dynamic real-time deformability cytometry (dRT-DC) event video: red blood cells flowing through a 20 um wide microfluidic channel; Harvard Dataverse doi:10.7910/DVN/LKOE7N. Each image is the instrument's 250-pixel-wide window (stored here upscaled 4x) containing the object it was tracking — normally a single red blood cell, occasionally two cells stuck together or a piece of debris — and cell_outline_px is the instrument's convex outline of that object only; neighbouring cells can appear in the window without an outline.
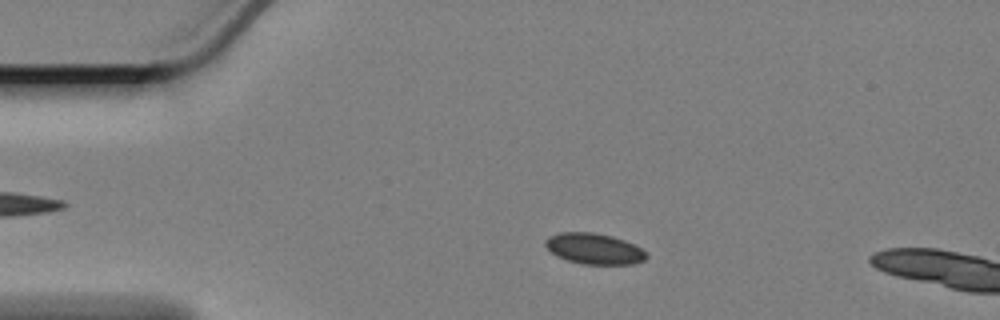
{"species": "Egyptian fruit bat (a non-hibernating species)", "species_latin": "Rousettus aegyptiacus", "temperature_condition": "cold", "stored_images_in_passage": 55, "camera_frame_rate_fps": 3000, "um_per_image_px": 0.085, "animal": {"sex": "female"}, "frame": {"image": 1, "passage_image": 7, "time_ms": 2.0, "image_size_px": [1000, 320], "cell_outline_px": [[648, 256], [644, 260], [632, 264], [584, 264], [568, 260], [556, 256], [544, 244], [544, 240], [548, 236], [560, 232], [592, 232], [612, 236], [624, 240], [640, 248]], "centroid_in_image_um": [50.47, 21.13], "position_along_channel_um": 34.5, "area_um2": 18.03}}
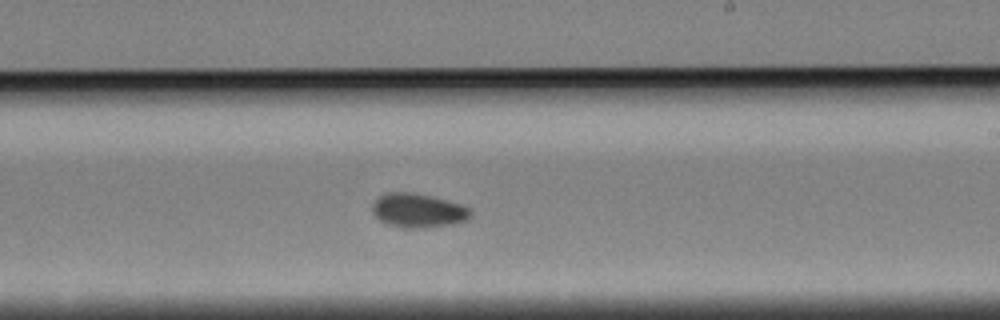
{"frame": {"image": 2, "passage_image": 30, "time_ms": 9.667, "image_size_px": [1000, 320], "cell_outline_px": [[472, 216], [456, 224], [416, 228], [404, 228], [388, 224], [380, 220], [372, 212], [372, 204], [380, 196], [388, 192], [412, 192], [432, 196], [464, 204], [472, 208]], "centroid_in_image_um": [35.59, 17.88], "position_along_channel_um": 253.4, "area_um2": 19.71}}
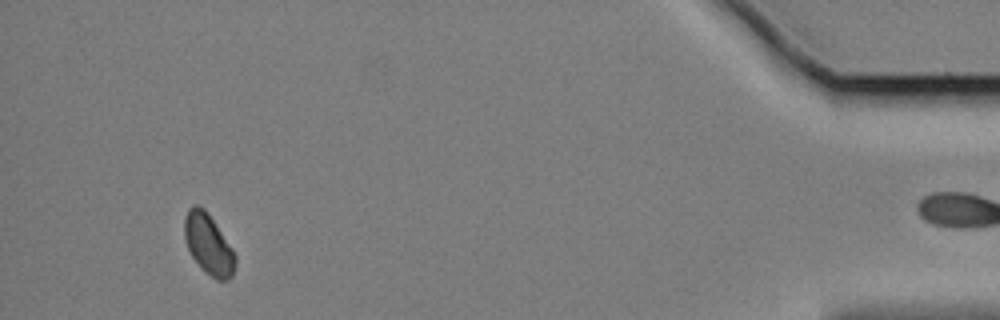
{"frame": {"image": 3, "passage_image": 51, "time_ms": 16.667, "image_size_px": [1000, 320], "cell_outline_px": [[236, 264], [232, 276], [228, 280], [216, 280], [192, 256], [188, 248], [184, 236], [184, 220], [188, 208], [192, 204], [196, 204], [204, 208], [208, 212], [232, 248], [236, 256]], "centroid_in_image_um": [17.73, 20.72], "position_along_channel_um": 417.5, "area_um2": 17.69}}